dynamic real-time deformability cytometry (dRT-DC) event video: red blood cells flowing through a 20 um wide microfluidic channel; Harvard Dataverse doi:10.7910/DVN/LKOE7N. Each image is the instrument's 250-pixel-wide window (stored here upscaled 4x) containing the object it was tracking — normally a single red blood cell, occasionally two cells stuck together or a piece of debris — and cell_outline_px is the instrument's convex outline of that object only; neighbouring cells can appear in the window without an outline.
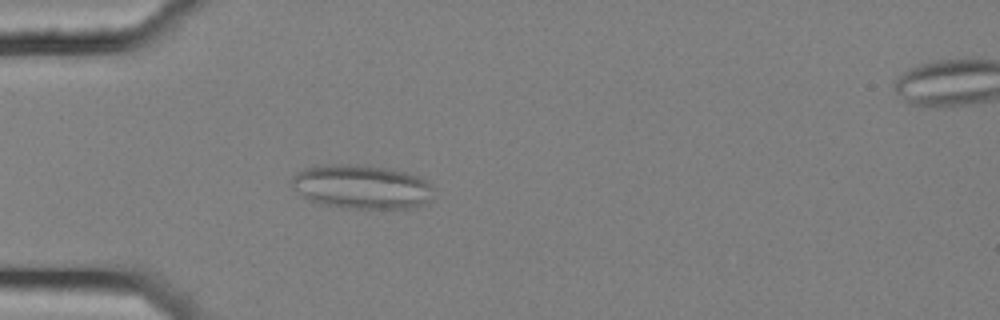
{"species": "common noctule bat (a hibernating species)", "species_latin": "Nyctalus noctula", "temperature_condition": "cold", "stored_images_in_passage": 5, "camera_frame_rate_fps": 3000, "um_per_image_px": 0.085, "animal": {"sex": "female", "body_mass_g": 25.1}, "frame": {"image": 1, "passage_image": 4, "time_ms": 1.0, "image_size_px": [1000, 320], "cell_outline_px": [[436, 188], [428, 200], [420, 204], [408, 208], [340, 208], [320, 204], [304, 196], [292, 188], [292, 176], [304, 168], [316, 164], [356, 164], [388, 168], [404, 172], [416, 176], [424, 180]], "centroid_in_image_um": [30.69, 15.86], "position_along_channel_um": 54.3, "area_um2": 36.41}}